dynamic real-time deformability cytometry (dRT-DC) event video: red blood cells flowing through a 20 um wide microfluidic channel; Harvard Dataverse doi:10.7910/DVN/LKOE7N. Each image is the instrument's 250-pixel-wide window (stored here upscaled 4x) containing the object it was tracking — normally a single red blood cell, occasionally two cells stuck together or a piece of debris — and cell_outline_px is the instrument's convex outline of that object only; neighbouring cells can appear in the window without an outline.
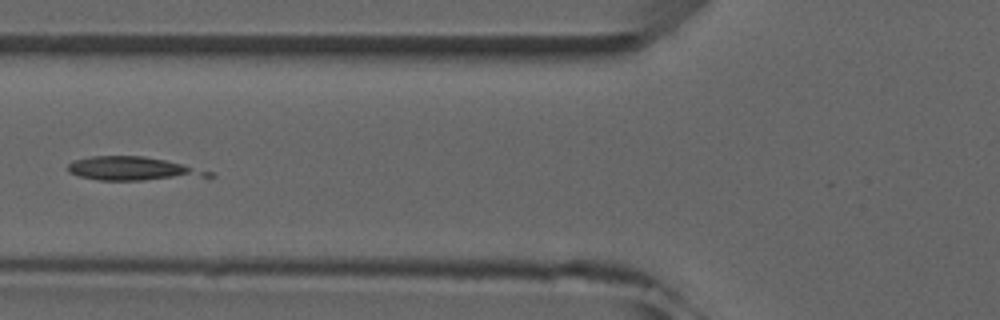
{"species": "common noctule bat (a hibernating species)", "species_latin": "Nyctalus noctula", "temperature_condition": "room temperature", "stored_images_in_passage": 5, "camera_frame_rate_fps": 3000, "um_per_image_px": 0.085, "animal": {"sex": "male", "forearm_length_mm": 52.5}, "frame": {"image": 1, "passage_image": 5, "time_ms": 4.667, "image_size_px": [1000, 320], "cell_outline_px": [[216, 176], [144, 180], [100, 180], [80, 176], [68, 172], [68, 164], [76, 160], [92, 156], [144, 156], [184, 164], [212, 172]], "centroid_in_image_um": [11.3, 14.34], "position_along_channel_um": 114.5, "area_um2": 19.13}}